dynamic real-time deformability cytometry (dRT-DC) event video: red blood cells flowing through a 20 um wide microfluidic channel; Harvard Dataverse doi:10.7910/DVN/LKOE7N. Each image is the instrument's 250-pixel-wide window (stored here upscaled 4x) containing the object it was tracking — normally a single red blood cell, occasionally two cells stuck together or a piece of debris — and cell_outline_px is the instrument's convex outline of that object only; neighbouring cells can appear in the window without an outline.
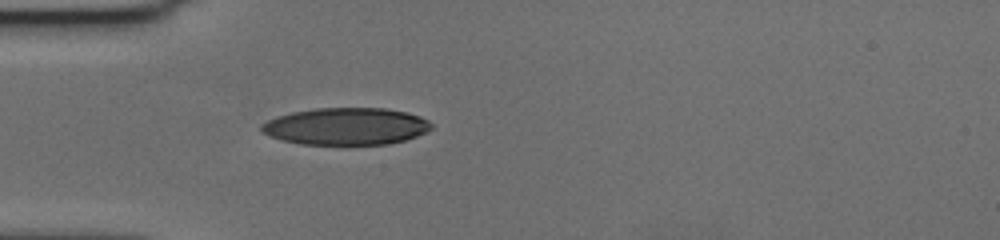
{"species": "human", "species_latin": "Homo sapiens", "temperature_condition": "cold", "stored_images_in_passage": 37, "camera_frame_rate_fps": 3000, "um_per_image_px": 0.085, "donor": {"sex": "female"}, "frame": {"image": 1, "passage_image": 1, "time_ms": 0.0, "image_size_px": [1000, 240], "cell_outline_px": [[432, 128], [416, 136], [404, 140], [388, 144], [300, 144], [268, 136], [260, 132], [260, 124], [276, 116], [292, 112], [316, 108], [388, 108], [408, 112], [420, 116], [428, 120], [432, 124]], "centroid_in_image_um": [29.39, 10.73], "position_along_channel_um": 55.6, "area_um2": 36.88}}
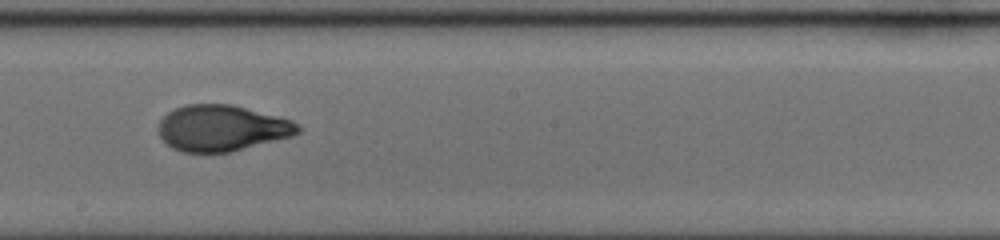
{"frame": {"image": 2, "passage_image": 16, "time_ms": 5.0, "image_size_px": [1000, 240], "cell_outline_px": [[300, 132], [292, 136], [232, 152], [180, 152], [172, 148], [160, 136], [160, 120], [168, 112], [184, 104], [232, 104], [292, 120], [300, 124]], "centroid_in_image_um": [18.88, 10.89], "position_along_channel_um": 229.3, "area_um2": 37.4}}
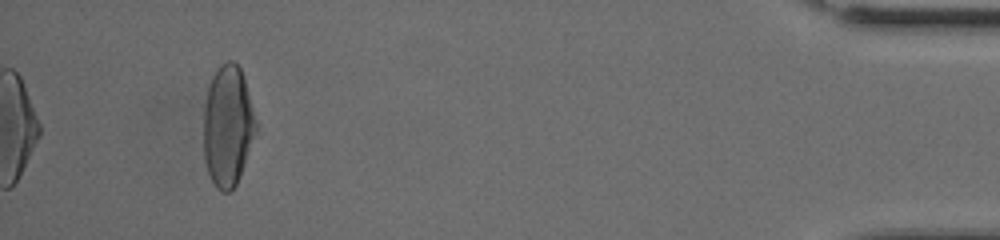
{"frame": {"image": 3, "passage_image": 37, "time_ms": 12.0, "image_size_px": [1000, 240], "cell_outline_px": [[256, 132], [236, 184], [228, 192], [224, 192], [216, 188], [208, 172], [204, 160], [204, 108], [208, 88], [212, 76], [216, 68], [220, 64], [228, 60], [232, 60], [240, 68], [244, 80], [256, 124]], "centroid_in_image_um": [19.33, 10.69], "position_along_channel_um": 415.9, "area_um2": 36.24}, "authors_computed_cell_mechanics": {"area_um2": 37.3388, "velocity_mm_per_s": 3.6355, "shape_relaxation_time_tau1_ms": 5.6759, "shape_relaxation_time_tau2_ms": 1.0903, "deformation_change_tau1": 0.2148, "deformation_change_tau2": 0.0646}}